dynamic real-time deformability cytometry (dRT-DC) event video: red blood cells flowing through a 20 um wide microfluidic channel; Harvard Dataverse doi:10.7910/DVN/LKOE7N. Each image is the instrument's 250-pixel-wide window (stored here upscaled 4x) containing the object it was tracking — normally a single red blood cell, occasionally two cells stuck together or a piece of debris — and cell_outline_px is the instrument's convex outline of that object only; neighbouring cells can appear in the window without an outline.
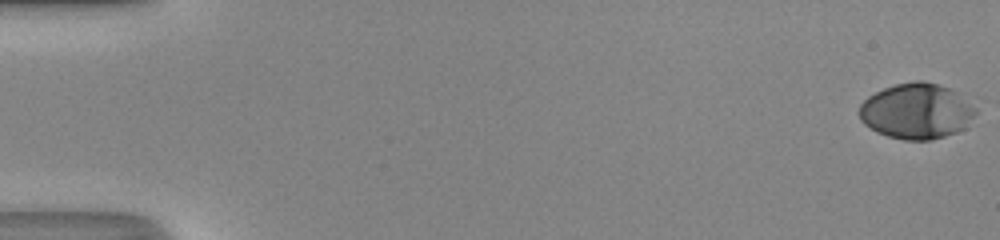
{"species": "human", "species_latin": "Homo sapiens", "temperature_condition": "room temperature", "stored_images_in_passage": 44, "camera_frame_rate_fps": 3000, "um_per_image_px": 0.085, "donor": {"sex": "male"}, "frame": {"image": 1, "passage_image": 1, "time_ms": 0.0, "image_size_px": [1000, 240], "cell_outline_px": [[976, 112], [968, 128], [932, 140], [904, 140], [888, 136], [876, 132], [864, 124], [860, 120], [860, 104], [868, 96], [884, 88], [896, 84], [912, 80], [924, 80], [952, 88], [976, 108]], "centroid_in_image_um": [77.92, 9.44], "position_along_channel_um": 7.1, "area_um2": 38.03}}
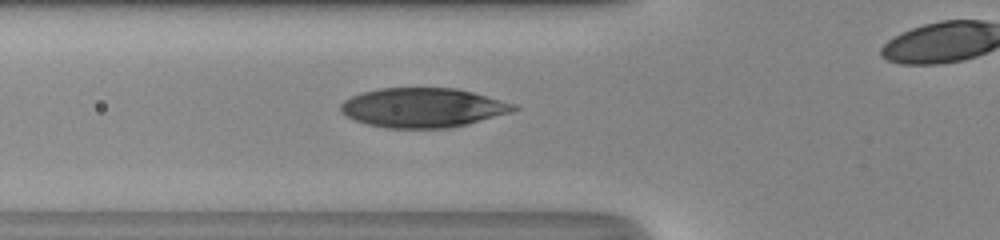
{"frame": {"image": 2, "passage_image": 20, "time_ms": 6.333, "image_size_px": [1000, 240], "cell_outline_px": [[520, 108], [512, 112], [448, 128], [384, 128], [368, 124], [344, 116], [340, 112], [340, 104], [344, 100], [360, 92], [380, 88], [456, 88], [472, 92], [516, 104]], "centroid_in_image_um": [35.9, 9.15], "position_along_channel_um": 89.9, "area_um2": 39.71}}
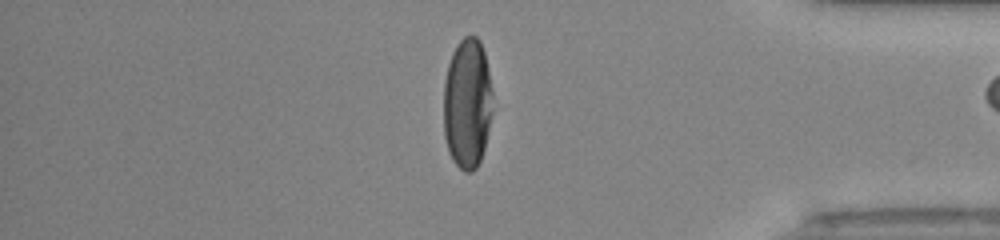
{"frame": {"image": 3, "passage_image": 43, "time_ms": 14.0, "image_size_px": [1000, 240], "cell_outline_px": [[492, 112], [484, 148], [480, 160], [476, 168], [472, 172], [464, 172], [452, 160], [448, 152], [444, 136], [444, 80], [448, 64], [452, 52], [456, 44], [464, 36], [476, 36], [480, 40], [484, 52], [488, 68], [492, 92]], "centroid_in_image_um": [39.71, 8.79], "position_along_channel_um": 395.5, "area_um2": 37.57}}